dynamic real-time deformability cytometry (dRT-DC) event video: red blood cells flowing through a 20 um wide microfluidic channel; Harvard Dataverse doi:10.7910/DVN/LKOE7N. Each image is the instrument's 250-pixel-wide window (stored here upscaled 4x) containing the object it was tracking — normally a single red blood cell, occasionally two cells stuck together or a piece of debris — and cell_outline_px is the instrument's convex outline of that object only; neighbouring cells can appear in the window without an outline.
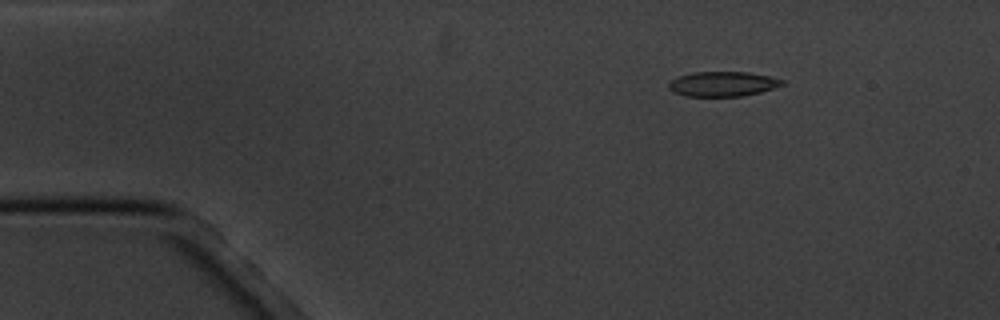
{"species": "common noctule bat (a hibernating species)", "species_latin": "Nyctalus noctula", "temperature_condition": "cold", "stored_images_in_passage": 14, "camera_frame_rate_fps": 3000, "um_per_image_px": 0.085, "animal": {"sex": "male", "body_mass_g": 20.1, "forearm_length_mm": 53.5}, "frame": {"image": 1, "passage_image": 3, "time_ms": 2.333, "image_size_px": [1000, 320], "cell_outline_px": [[784, 84], [760, 92], [740, 96], [684, 96], [668, 88], [668, 84], [672, 80], [680, 76], [692, 72], [748, 72], [768, 76], [784, 80]], "centroid_in_image_um": [61.42, 7.13], "position_along_channel_um": 23.6, "area_um2": 16.18}}
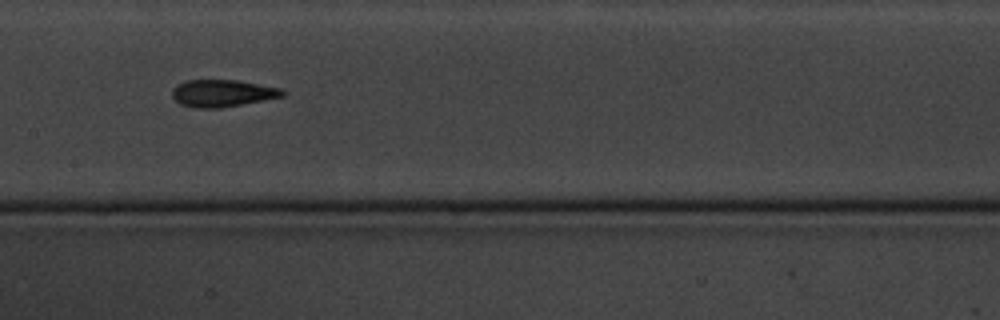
{"frame": {"image": 2, "passage_image": 9, "time_ms": 9.0, "image_size_px": [1000, 320], "cell_outline_px": [[288, 92], [284, 96], [220, 108], [192, 108], [180, 104], [172, 96], [172, 88], [188, 80], [236, 80], [280, 88]], "centroid_in_image_um": [18.9, 7.93], "position_along_channel_um": 188.5, "area_um2": 17.34}}
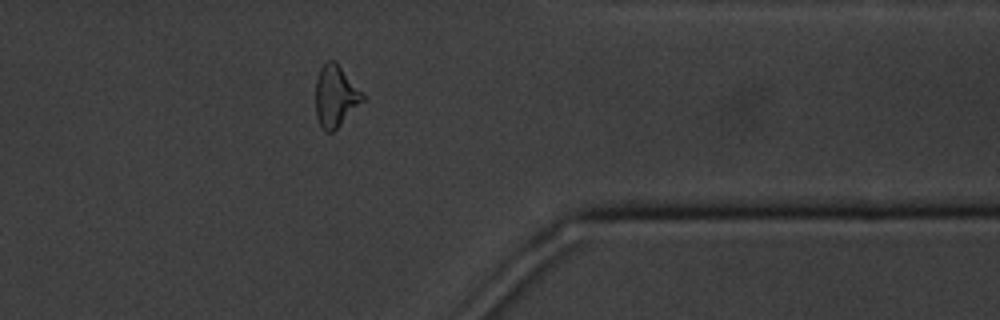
{"frame": {"image": 3, "passage_image": 14, "time_ms": 15.0, "image_size_px": [1000, 320], "cell_outline_px": [[364, 100], [332, 132], [324, 132], [316, 116], [316, 80], [320, 68], [328, 60], [336, 60], [364, 92]], "centroid_in_image_um": [28.53, 8.13], "position_along_channel_um": 382.9, "area_um2": 16.94}, "authors_computed_cell_mechanics": {"area_um2": 16.9643, "velocity_mm_per_s": 3.4514, "shape_relaxation_time_tau1_ms": 6.8427, "shape_relaxation_time_tau2_ms": 3.4458, "deformation_change_tau1": 0.1775, "deformation_change_tau2": 0.1102}}